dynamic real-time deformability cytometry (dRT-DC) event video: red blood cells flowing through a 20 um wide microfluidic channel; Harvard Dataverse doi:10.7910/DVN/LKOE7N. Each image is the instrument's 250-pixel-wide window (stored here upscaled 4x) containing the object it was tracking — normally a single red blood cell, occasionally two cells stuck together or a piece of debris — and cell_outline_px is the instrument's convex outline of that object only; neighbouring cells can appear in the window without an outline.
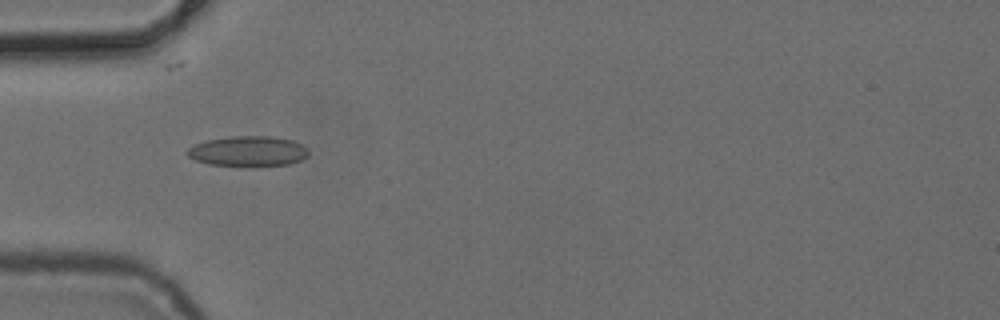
{"species": "common noctule bat (a hibernating species)", "species_latin": "Nyctalus noctula", "temperature_condition": "cold", "stored_images_in_passage": 2, "camera_frame_rate_fps": 3000, "um_per_image_px": 0.085, "animal": {"sex": "female", "body_mass_g": 24.6, "forearm_length_mm": 56.2}, "frame": {"image": 1, "passage_image": 1, "time_ms": 0.0, "image_size_px": [1000, 320], "cell_outline_px": [[308, 156], [300, 160], [288, 164], [256, 168], [248, 168], [208, 164], [196, 160], [188, 156], [184, 152], [188, 148], [196, 144], [208, 140], [232, 136], [272, 136], [292, 140], [308, 148]], "centroid_in_image_um": [21.09, 12.89], "position_along_channel_um": 63.9, "area_um2": 21.96}}
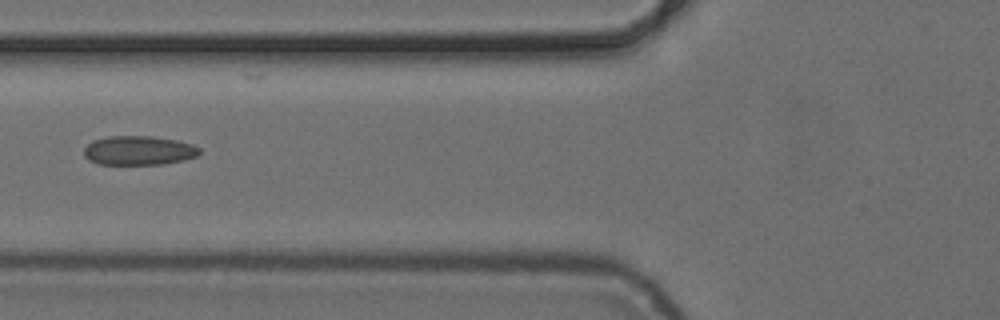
{"frame": {"image": 2, "passage_image": 2, "time_ms": 1.333, "image_size_px": [1000, 320], "cell_outline_px": [[200, 152], [196, 156], [184, 160], [160, 164], [100, 164], [88, 160], [84, 156], [84, 148], [92, 140], [108, 136], [152, 136], [176, 140], [192, 144], [200, 148]], "centroid_in_image_um": [11.77, 12.78], "position_along_channel_um": 114.0, "area_um2": 19.65}}